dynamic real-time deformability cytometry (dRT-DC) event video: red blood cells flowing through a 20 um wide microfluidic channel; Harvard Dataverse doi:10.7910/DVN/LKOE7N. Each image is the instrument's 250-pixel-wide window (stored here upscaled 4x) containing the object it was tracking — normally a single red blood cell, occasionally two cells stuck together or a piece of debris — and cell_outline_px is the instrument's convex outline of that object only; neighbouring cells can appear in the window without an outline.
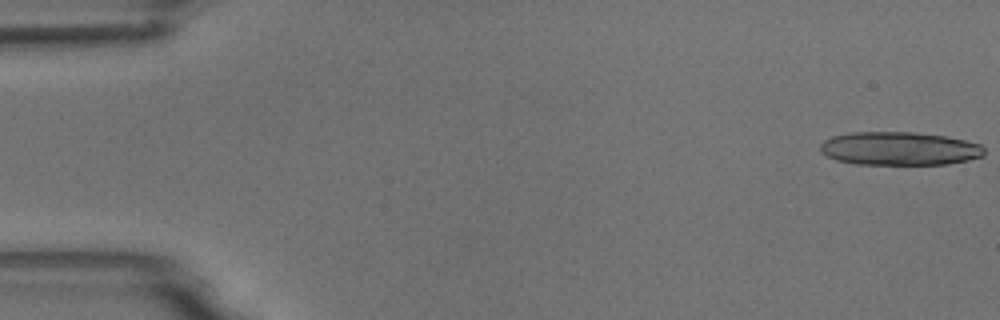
{"species": "common noctule bat (a hibernating species)", "species_latin": "Nyctalus noctula", "temperature_condition": "room temperature", "stored_images_in_passage": 6, "camera_frame_rate_fps": 3000, "um_per_image_px": 0.085, "animal": {"sex": "male", "body_mass_g": 18.8}, "frame": {"image": 1, "passage_image": 1, "time_ms": 0.0, "image_size_px": [1000, 320], "cell_outline_px": [[984, 156], [968, 160], [948, 164], [856, 164], [836, 160], [820, 152], [820, 144], [824, 140], [832, 136], [852, 132], [916, 132], [944, 136], [964, 140], [980, 144], [984, 148]], "centroid_in_image_um": [76.44, 12.63], "position_along_channel_um": 8.6, "area_um2": 31.96}}